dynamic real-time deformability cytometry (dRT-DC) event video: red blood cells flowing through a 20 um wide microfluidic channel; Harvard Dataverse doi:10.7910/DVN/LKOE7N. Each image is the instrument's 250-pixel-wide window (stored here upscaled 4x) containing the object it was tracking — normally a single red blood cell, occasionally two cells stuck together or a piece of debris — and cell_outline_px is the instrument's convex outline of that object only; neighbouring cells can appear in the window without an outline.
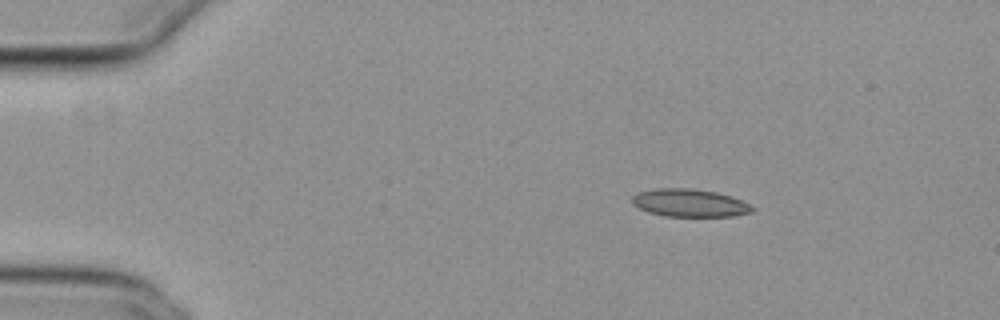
{"species": "common noctule bat (a hibernating species)", "species_latin": "Nyctalus noctula", "temperature_condition": "cold", "stored_images_in_passage": 46, "camera_frame_rate_fps": 3000, "um_per_image_px": 0.085, "animal": {"sex": "female", "body_mass_g": 29.2, "forearm_length_mm": 56.3}, "frame": {"image": 1, "passage_image": 1, "time_ms": 0.0, "image_size_px": [1000, 320], "cell_outline_px": [[756, 208], [752, 212], [732, 216], [664, 216], [648, 212], [632, 204], [632, 196], [640, 192], [656, 188], [688, 188], [716, 192], [732, 196]], "centroid_in_image_um": [58.62, 17.25], "position_along_channel_um": 26.4, "area_um2": 19.36}}
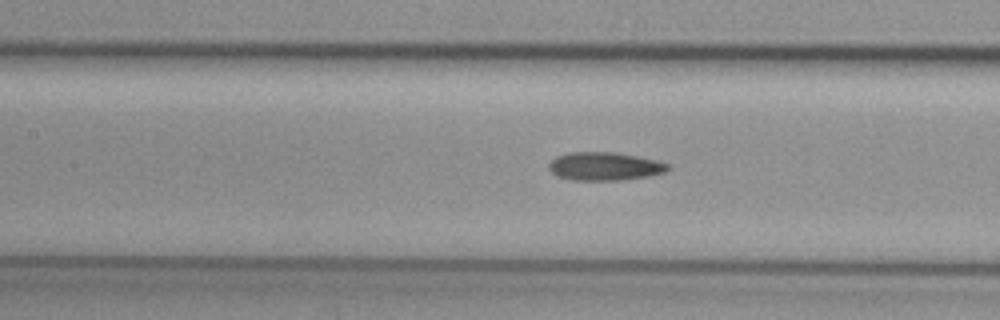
{"frame": {"image": 2, "passage_image": 17, "time_ms": 5.333, "image_size_px": [1000, 320], "cell_outline_px": [[672, 168], [664, 172], [648, 176], [624, 180], [572, 180], [556, 176], [548, 168], [548, 164], [556, 156], [568, 152], [616, 152], [656, 160], [672, 164]], "centroid_in_image_um": [51.41, 14.13], "position_along_channel_um": 156.0, "area_um2": 19.83}}
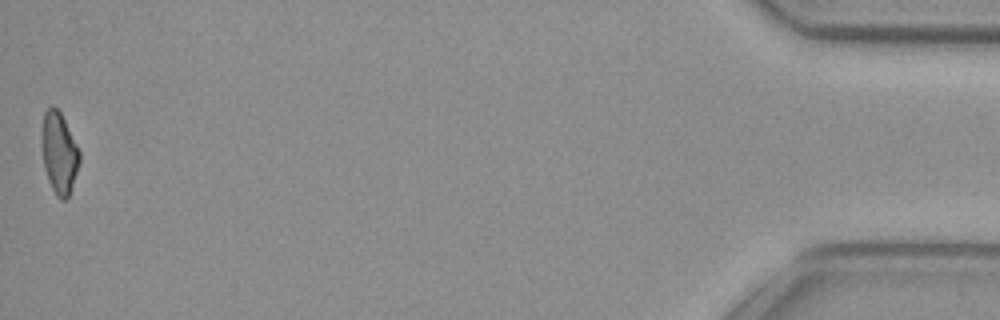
{"frame": {"image": 3, "passage_image": 46, "time_ms": 15.0, "image_size_px": [1000, 320], "cell_outline_px": [[80, 160], [68, 196], [64, 200], [60, 200], [56, 196], [48, 180], [44, 168], [40, 140], [40, 132], [44, 112], [52, 104], [60, 112], [80, 152]], "centroid_in_image_um": [4.98, 12.97], "position_along_channel_um": 430.2, "area_um2": 17.92}, "authors_computed_cell_mechanics": {"area_um2": 19.363, "velocity_mm_per_s": 3.8404, "shape_relaxation_time_tau1_ms": null, "shape_relaxation_time_tau2_ms": 5.2926, "deformation_change_tau1": null, "deformation_change_tau2": 0.1353}}